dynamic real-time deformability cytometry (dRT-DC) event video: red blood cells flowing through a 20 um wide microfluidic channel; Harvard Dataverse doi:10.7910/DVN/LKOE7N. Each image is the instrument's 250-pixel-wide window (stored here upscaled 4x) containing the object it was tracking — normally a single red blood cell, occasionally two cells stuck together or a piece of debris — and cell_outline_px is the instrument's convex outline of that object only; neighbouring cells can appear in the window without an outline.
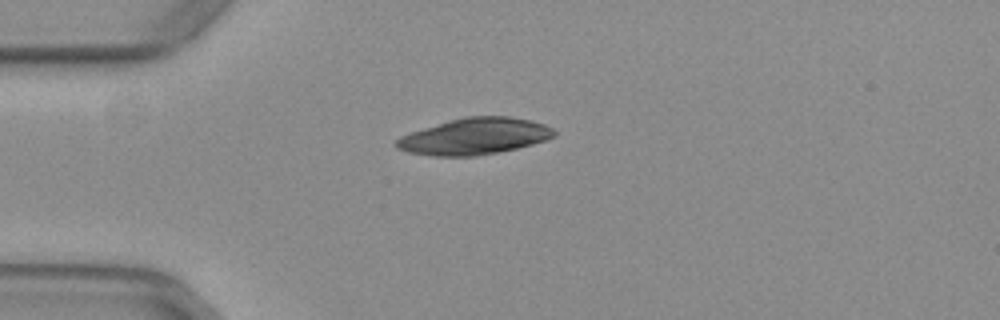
{"species": "common noctule bat (a hibernating species)", "species_latin": "Nyctalus noctula", "temperature_condition": "warm", "stored_images_in_passage": 32, "camera_frame_rate_fps": 3000, "um_per_image_px": 0.085, "animal": {"sex": "female", "body_mass_g": 29.2, "forearm_length_mm": 56.3}, "frame": {"image": 1, "passage_image": 1, "time_ms": 0.0, "image_size_px": [1000, 320], "cell_outline_px": [[556, 136], [532, 144], [516, 148], [476, 156], [432, 156], [408, 152], [396, 148], [396, 140], [400, 136], [424, 128], [464, 116], [508, 116], [528, 120], [544, 124], [552, 128], [556, 132]], "centroid_in_image_um": [40.33, 11.59], "position_along_channel_um": 44.7, "area_um2": 33.18}}